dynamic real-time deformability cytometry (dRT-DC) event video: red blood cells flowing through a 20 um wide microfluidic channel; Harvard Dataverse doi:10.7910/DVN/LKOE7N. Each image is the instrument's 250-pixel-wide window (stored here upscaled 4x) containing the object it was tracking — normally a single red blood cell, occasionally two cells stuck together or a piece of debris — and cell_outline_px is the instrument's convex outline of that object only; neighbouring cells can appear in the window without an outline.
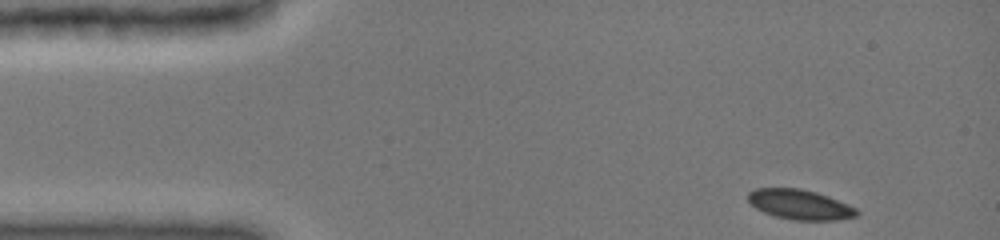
{"species": "common noctule bat (a hibernating species)", "species_latin": "Nyctalus noctula", "temperature_condition": "cold", "stored_images_in_passage": 40, "camera_frame_rate_fps": 3000, "um_per_image_px": 0.085, "animal": {"sex": "female", "body_mass_g": 19.0, "forearm_length_mm": 51.5}, "frame": {"image": 1, "passage_image": 1, "time_ms": 0.0, "image_size_px": [1000, 240], "cell_outline_px": [[860, 212], [856, 216], [836, 220], [792, 220], [776, 216], [764, 212], [756, 208], [748, 200], [748, 192], [756, 188], [800, 188], [816, 192], [828, 196], [848, 204], [856, 208]], "centroid_in_image_um": [68.0, 17.38], "position_along_channel_um": 17.0, "area_um2": 18.9}}
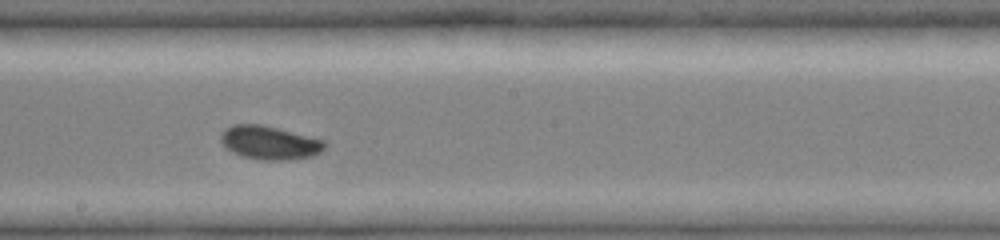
{"frame": {"image": 2, "passage_image": 23, "time_ms": 7.333, "image_size_px": [1000, 240], "cell_outline_px": [[328, 144], [320, 152], [312, 156], [288, 160], [264, 160], [244, 156], [232, 152], [220, 140], [220, 136], [224, 128], [232, 124], [260, 124], [324, 140]], "centroid_in_image_um": [22.91, 12.12], "position_along_channel_um": 225.3, "area_um2": 20.11}}
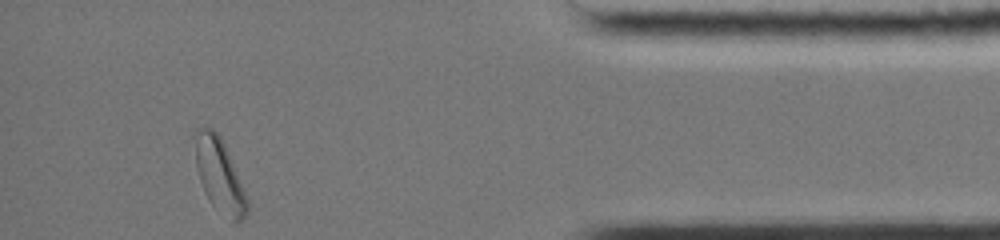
{"frame": {"image": 3, "passage_image": 40, "time_ms": 13.0, "image_size_px": [1000, 240], "cell_outline_px": [[248, 212], [236, 224], [232, 224], [208, 200], [204, 192], [200, 180], [196, 164], [192, 132], [196, 128], [204, 124], [212, 128], [220, 136], [224, 144], [248, 200]], "centroid_in_image_um": [18.6, 14.86], "position_along_channel_um": 416.6, "area_um2": 22.6}, "authors_computed_cell_mechanics": {"area_um2": 19.7965, "velocity_mm_per_s": 3.9619, "shape_relaxation_time_tau1_ms": 3.6265, "shape_relaxation_time_tau2_ms": null, "deformation_change_tau1": 0.0991, "deformation_change_tau2": null}}